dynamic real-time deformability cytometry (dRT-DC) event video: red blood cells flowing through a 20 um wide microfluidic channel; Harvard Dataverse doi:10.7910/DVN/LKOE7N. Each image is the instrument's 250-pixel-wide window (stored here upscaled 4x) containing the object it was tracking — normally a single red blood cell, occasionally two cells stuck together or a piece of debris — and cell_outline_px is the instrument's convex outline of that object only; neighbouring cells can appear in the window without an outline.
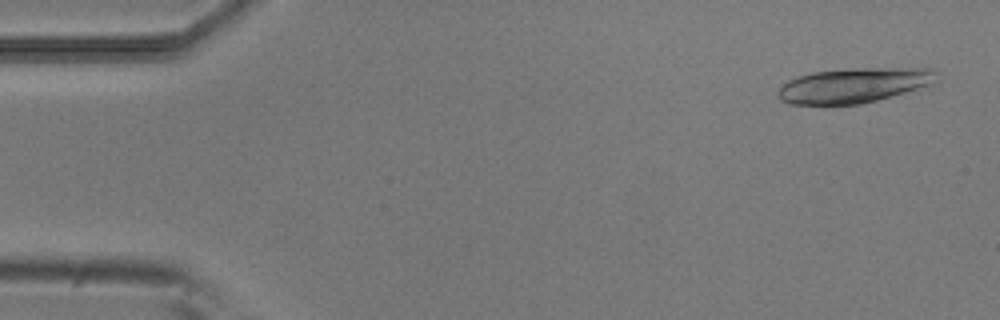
{"species": "common noctule bat (a hibernating species)", "species_latin": "Nyctalus noctula", "temperature_condition": "room temperature", "stored_images_in_passage": 44, "camera_frame_rate_fps": 3000, "um_per_image_px": 0.085, "animal": {"sex": "male", "body_mass_g": 20.5, "forearm_length_mm": 52.5}, "frame": {"image": 1, "passage_image": 2, "time_ms": 0.333, "image_size_px": [1000, 320], "cell_outline_px": [[940, 80], [904, 92], [876, 100], [860, 104], [788, 104], [780, 100], [776, 96], [776, 92], [788, 80], [812, 72], [852, 68], [932, 68], [940, 72]], "centroid_in_image_um": [72.58, 7.24], "position_along_channel_um": 12.4, "area_um2": 32.19}}
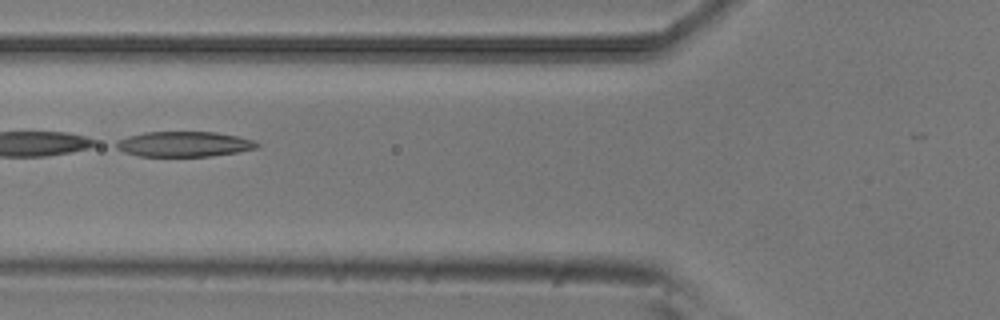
{"frame": {"image": 2, "passage_image": 19, "time_ms": 6.0, "image_size_px": [1000, 320], "cell_outline_px": [[260, 148], [212, 156], [140, 156], [124, 152], [108, 144], [116, 140], [128, 136], [144, 132], [216, 132], [256, 140], [260, 144]], "centroid_in_image_um": [15.6, 12.25], "position_along_channel_um": 110.2, "area_um2": 21.04}}
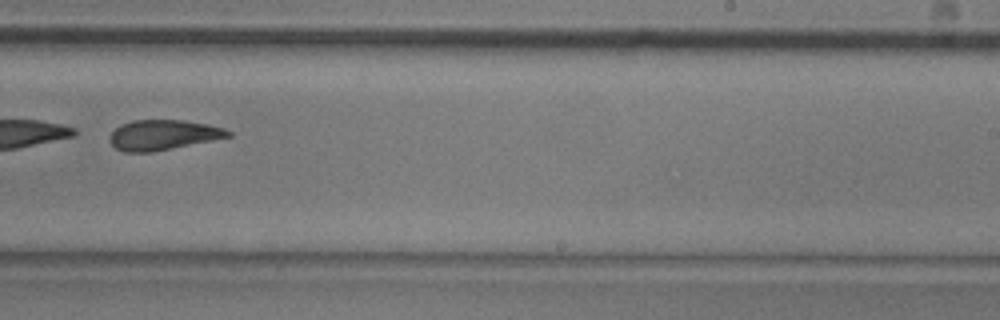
{"frame": {"image": 3, "passage_image": 32, "time_ms": 10.333, "image_size_px": [1000, 320], "cell_outline_px": [[232, 136], [152, 152], [124, 152], [116, 148], [108, 140], [108, 136], [120, 124], [132, 120], [184, 120], [208, 124], [224, 128], [232, 132]], "centroid_in_image_um": [13.84, 11.46], "position_along_channel_um": 275.2, "area_um2": 20.81}}